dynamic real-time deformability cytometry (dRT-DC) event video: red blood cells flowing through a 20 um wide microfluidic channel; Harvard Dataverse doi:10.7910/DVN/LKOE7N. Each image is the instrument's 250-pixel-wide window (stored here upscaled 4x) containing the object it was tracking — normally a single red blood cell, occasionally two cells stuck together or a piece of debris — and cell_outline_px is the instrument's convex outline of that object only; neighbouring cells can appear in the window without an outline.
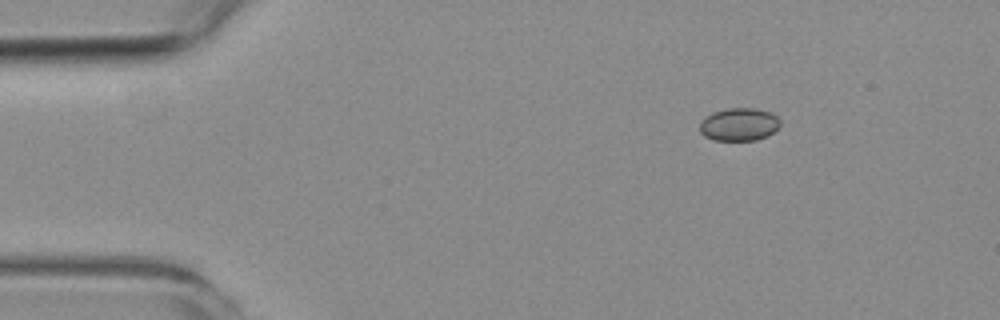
{"species": "common noctule bat (a hibernating species)", "species_latin": "Nyctalus noctula", "temperature_condition": "room temperature", "stored_images_in_passage": 4, "camera_frame_rate_fps": 3000, "um_per_image_px": 0.085, "animal": {"sex": "female", "body_mass_g": 19.3, "forearm_length_mm": 54.1}, "frame": {"image": 1, "passage_image": 1, "time_ms": 0.0, "image_size_px": [1000, 320], "cell_outline_px": [[780, 124], [768, 136], [756, 140], [712, 140], [704, 136], [700, 132], [700, 120], [712, 112], [728, 108], [756, 108], [768, 112], [776, 116], [780, 120]], "centroid_in_image_um": [62.78, 10.57], "position_along_channel_um": 22.2, "area_um2": 15.43}}
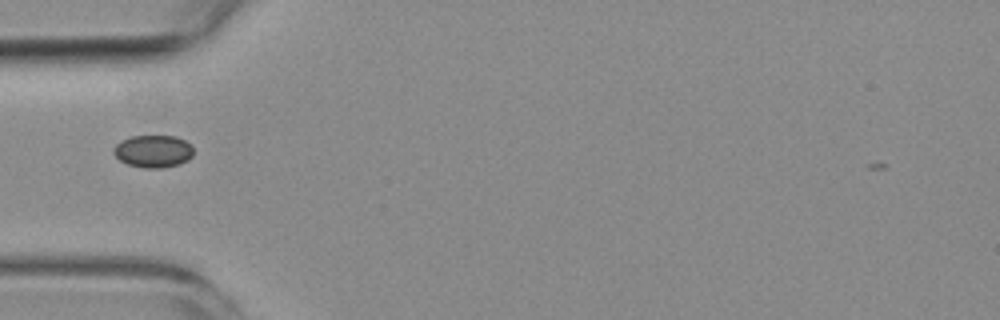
{"frame": {"image": 2, "passage_image": 4, "time_ms": 3.333, "image_size_px": [1000, 320], "cell_outline_px": [[192, 156], [188, 160], [180, 164], [164, 168], [144, 168], [128, 164], [120, 160], [112, 152], [112, 148], [120, 140], [132, 136], [176, 136], [192, 144]], "centroid_in_image_um": [13.02, 12.86], "position_along_channel_um": 72.0, "area_um2": 15.26}}